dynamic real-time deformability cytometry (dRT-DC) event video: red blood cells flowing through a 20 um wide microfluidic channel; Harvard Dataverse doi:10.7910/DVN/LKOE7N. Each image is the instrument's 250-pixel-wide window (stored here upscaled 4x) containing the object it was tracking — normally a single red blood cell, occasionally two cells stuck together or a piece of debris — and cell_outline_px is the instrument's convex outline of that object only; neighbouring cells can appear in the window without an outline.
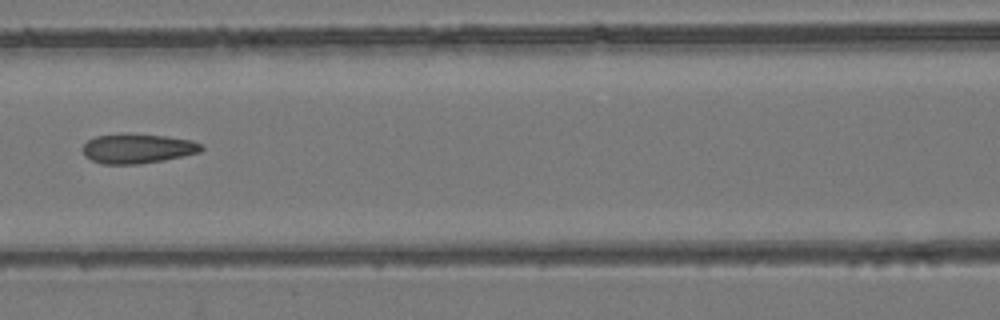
{"species": "common noctule bat (a hibernating species)", "species_latin": "Nyctalus noctula", "temperature_condition": "room temperature", "stored_images_in_passage": 7, "camera_frame_rate_fps": 3000, "um_per_image_px": 0.085, "animal": {"sex": "female", "body_mass_g": 24.6, "forearm_length_mm": 56.2}, "frame": {"image": 1, "passage_image": 6, "time_ms": 7.333, "image_size_px": [1000, 320], "cell_outline_px": [[204, 148], [200, 152], [164, 160], [140, 164], [104, 164], [92, 160], [84, 156], [84, 144], [88, 140], [96, 136], [120, 132], [128, 132], [164, 136], [192, 140], [204, 144]], "centroid_in_image_um": [11.71, 12.6], "position_along_channel_um": 154.9, "area_um2": 20.81}}
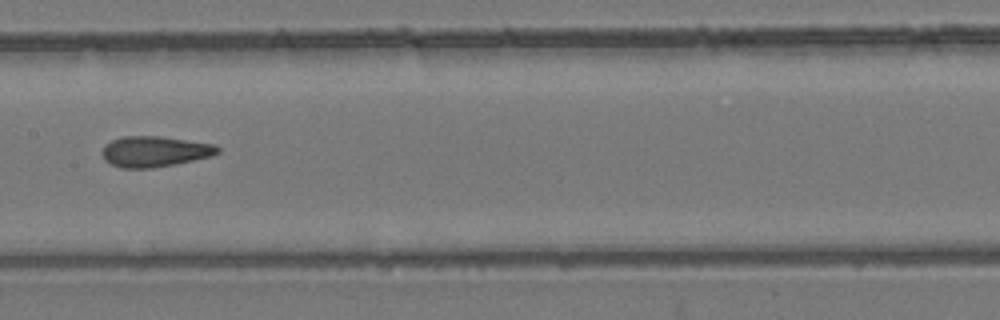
{"frame": {"image": 2, "passage_image": 7, "time_ms": 8.333, "image_size_px": [1000, 320], "cell_outline_px": [[220, 152], [212, 156], [152, 168], [120, 168], [104, 160], [100, 152], [104, 144], [112, 140], [124, 136], [160, 136], [216, 144], [220, 148]], "centroid_in_image_um": [13.12, 12.87], "position_along_channel_um": 194.3, "area_um2": 20.75}}